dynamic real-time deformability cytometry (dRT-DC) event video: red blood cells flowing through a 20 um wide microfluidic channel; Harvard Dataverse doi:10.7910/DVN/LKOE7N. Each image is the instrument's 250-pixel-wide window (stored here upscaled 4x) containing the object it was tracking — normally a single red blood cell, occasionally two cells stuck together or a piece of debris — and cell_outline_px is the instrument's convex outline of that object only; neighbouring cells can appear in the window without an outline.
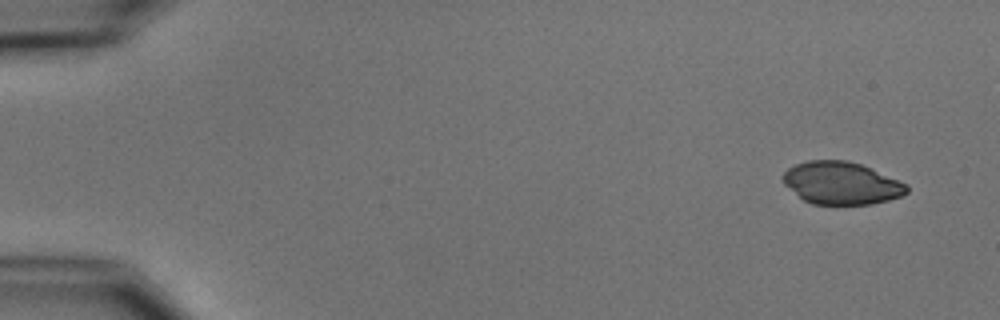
{"species": "common noctule bat (a hibernating species)", "species_latin": "Nyctalus noctula", "temperature_condition": "cold", "stored_images_in_passage": 4, "camera_frame_rate_fps": 3000, "um_per_image_px": 0.085, "animal": {"sex": "male", "body_mass_g": 15.6}, "frame": {"image": 1, "passage_image": 1, "time_ms": 0.0, "image_size_px": [1000, 320], "cell_outline_px": [[908, 192], [900, 196], [888, 200], [872, 204], [812, 204], [804, 200], [784, 184], [784, 172], [788, 168], [796, 164], [808, 160], [848, 160], [860, 164], [908, 184]], "centroid_in_image_um": [71.52, 15.56], "position_along_channel_um": 13.5, "area_um2": 30.4}}